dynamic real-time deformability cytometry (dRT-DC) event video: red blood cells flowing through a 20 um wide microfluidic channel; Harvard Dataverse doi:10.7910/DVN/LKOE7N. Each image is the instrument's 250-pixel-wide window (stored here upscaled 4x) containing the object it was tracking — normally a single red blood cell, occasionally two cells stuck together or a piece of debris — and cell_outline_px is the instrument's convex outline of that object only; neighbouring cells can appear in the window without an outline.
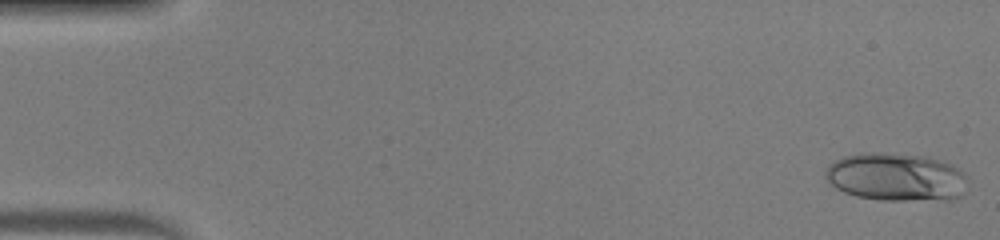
{"species": "human", "species_latin": "Homo sapiens", "temperature_condition": "warm", "stored_images_in_passage": 48, "camera_frame_rate_fps": 3000, "um_per_image_px": 0.085, "donor": {"sex": "male"}, "frame": {"image": 1, "passage_image": 1, "time_ms": 0.0, "image_size_px": [1000, 240], "cell_outline_px": [[968, 184], [964, 192], [960, 196], [952, 200], [880, 200], [856, 196], [844, 192], [836, 188], [824, 176], [824, 172], [828, 164], [844, 156], [860, 152], [880, 152], [924, 156], [944, 160], [952, 164], [964, 172], [968, 176]], "centroid_in_image_um": [76.21, 15.04], "position_along_channel_um": 8.8, "area_um2": 40.58}}
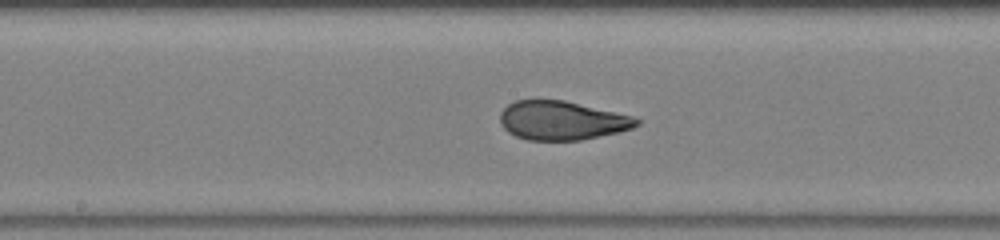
{"frame": {"image": 2, "passage_image": 25, "time_ms": 8.0, "image_size_px": [1000, 240], "cell_outline_px": [[640, 124], [632, 128], [616, 132], [580, 140], [528, 140], [516, 136], [508, 132], [504, 128], [500, 120], [500, 112], [508, 104], [516, 100], [564, 100], [632, 116], [640, 120]], "centroid_in_image_um": [47.73, 10.24], "position_along_channel_um": 200.5, "area_um2": 30.63}}
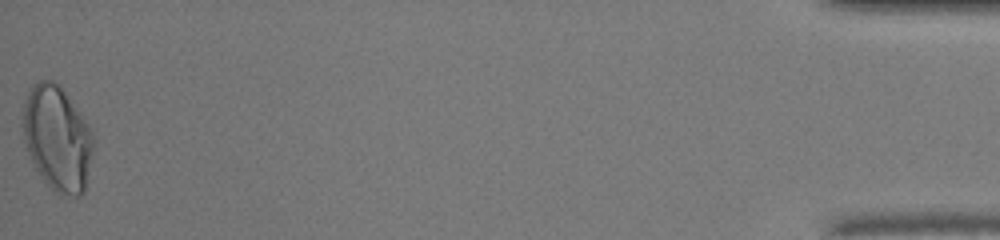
{"frame": {"image": 3, "passage_image": 48, "time_ms": 15.667, "image_size_px": [1000, 240], "cell_outline_px": [[96, 140], [84, 192], [80, 196], [60, 196], [44, 180], [36, 168], [28, 152], [24, 140], [24, 104], [28, 92], [32, 84], [40, 80], [52, 80], [60, 84], [92, 128], [96, 136]], "centroid_in_image_um": [4.93, 11.74], "position_along_channel_um": 430.3, "area_um2": 43.47}, "authors_computed_cell_mechanics": {"area_um2": 32.9749, "velocity_mm_per_s": 4.282, "shape_relaxation_time_tau1_ms": 5.688, "shape_relaxation_time_tau2_ms": null, "deformation_change_tau1": 0.2584, "deformation_change_tau2": null}}